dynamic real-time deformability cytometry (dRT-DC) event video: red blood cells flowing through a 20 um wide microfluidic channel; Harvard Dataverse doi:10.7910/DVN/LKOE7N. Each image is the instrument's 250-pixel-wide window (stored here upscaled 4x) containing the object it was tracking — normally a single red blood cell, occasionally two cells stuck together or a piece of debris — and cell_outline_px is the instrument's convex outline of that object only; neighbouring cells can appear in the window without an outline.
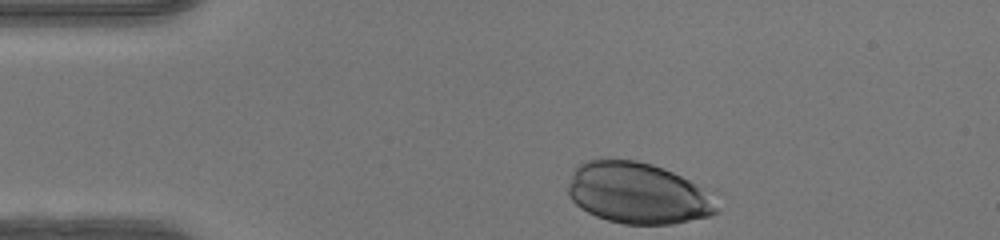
{"species": "human", "species_latin": "Homo sapiens", "temperature_condition": "warm", "stored_images_in_passage": 31, "camera_frame_rate_fps": 3000, "um_per_image_px": 0.085, "donor": {"sex": "female"}, "frame": {"image": 1, "passage_image": 1, "time_ms": 0.0, "image_size_px": [1000, 240], "cell_outline_px": [[716, 212], [712, 216], [672, 224], [624, 224], [608, 220], [596, 216], [580, 208], [568, 196], [568, 184], [572, 172], [580, 164], [588, 160], [636, 160], [652, 164], [672, 172], [696, 184], [700, 188], [716, 208]], "centroid_in_image_um": [54.13, 16.43], "position_along_channel_um": 30.9, "area_um2": 52.19}}
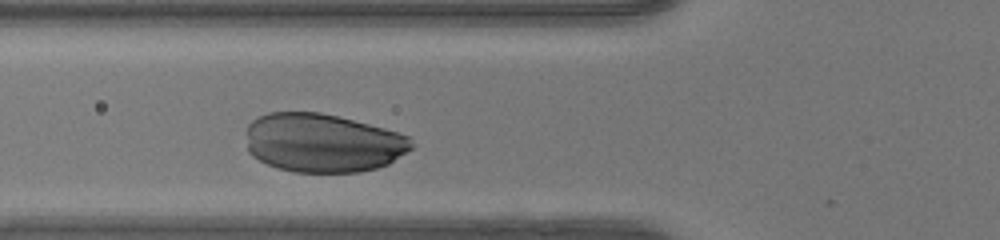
{"frame": {"image": 2, "passage_image": 10, "time_ms": 3.0, "image_size_px": [1000, 240], "cell_outline_px": [[416, 144], [412, 148], [388, 164], [376, 168], [360, 172], [296, 172], [276, 168], [252, 156], [248, 152], [244, 132], [248, 124], [252, 120], [268, 112], [320, 112], [384, 128], [408, 136]], "centroid_in_image_um": [27.39, 12.14], "position_along_channel_um": 98.4, "area_um2": 56.88}}
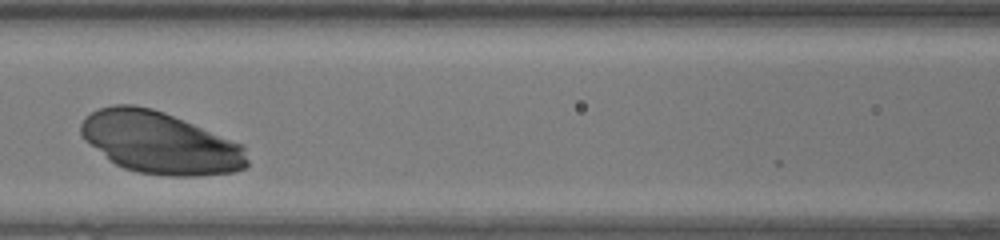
{"frame": {"image": 3, "passage_image": 14, "time_ms": 4.333, "image_size_px": [1000, 240], "cell_outline_px": [[248, 168], [236, 172], [204, 176], [168, 176], [136, 172], [124, 168], [116, 164], [84, 140], [80, 132], [80, 124], [92, 112], [100, 108], [112, 104], [132, 104], [152, 108], [164, 112], [244, 144], [248, 160]], "centroid_in_image_um": [13.65, 12.14], "position_along_channel_um": 153.0, "area_um2": 60.34}}